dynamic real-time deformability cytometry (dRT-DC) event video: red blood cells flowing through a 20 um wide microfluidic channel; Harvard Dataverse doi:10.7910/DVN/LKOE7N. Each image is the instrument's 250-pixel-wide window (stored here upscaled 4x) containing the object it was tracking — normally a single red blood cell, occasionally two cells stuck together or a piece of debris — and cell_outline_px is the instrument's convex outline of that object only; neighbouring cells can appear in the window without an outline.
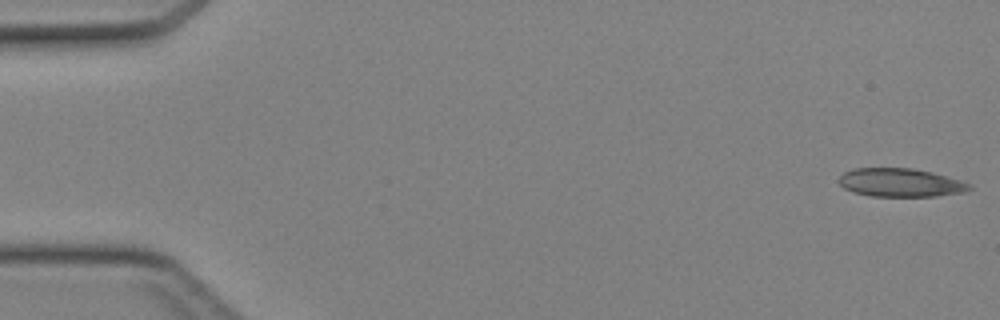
{"species": "Egyptian fruit bat (a non-hibernating species)", "species_latin": "Rousettus aegyptiacus", "temperature_condition": "cold", "stored_images_in_passage": 45, "camera_frame_rate_fps": 3000, "um_per_image_px": 0.085, "animal": {"sex": "female"}, "frame": {"image": 1, "passage_image": 1, "time_ms": 0.0, "image_size_px": [1000, 320], "cell_outline_px": [[972, 188], [964, 192], [936, 196], [872, 196], [852, 192], [844, 188], [836, 180], [844, 172], [852, 168], [912, 168], [932, 172], [960, 180], [972, 184]], "centroid_in_image_um": [76.52, 15.52], "position_along_channel_um": 8.5, "area_um2": 21.73}}
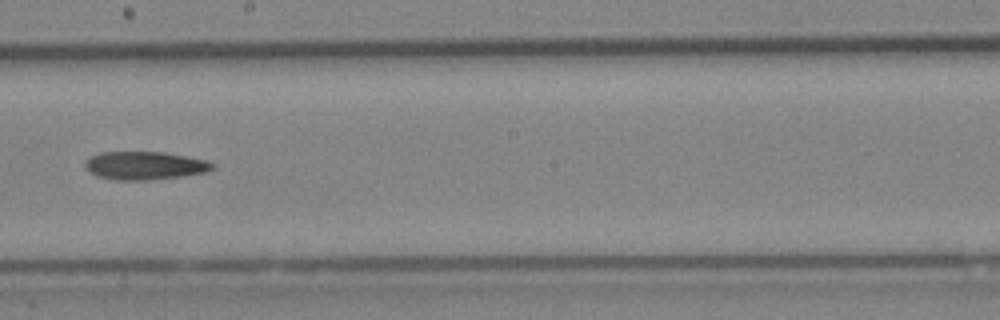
{"frame": {"image": 2, "passage_image": 26, "time_ms": 8.333, "image_size_px": [1000, 320], "cell_outline_px": [[216, 164], [208, 172], [184, 176], [152, 180], [116, 180], [96, 176], [88, 172], [84, 164], [92, 156], [100, 152], [164, 152], [208, 160]], "centroid_in_image_um": [12.34, 14.08], "position_along_channel_um": 235.9, "area_um2": 21.1}}
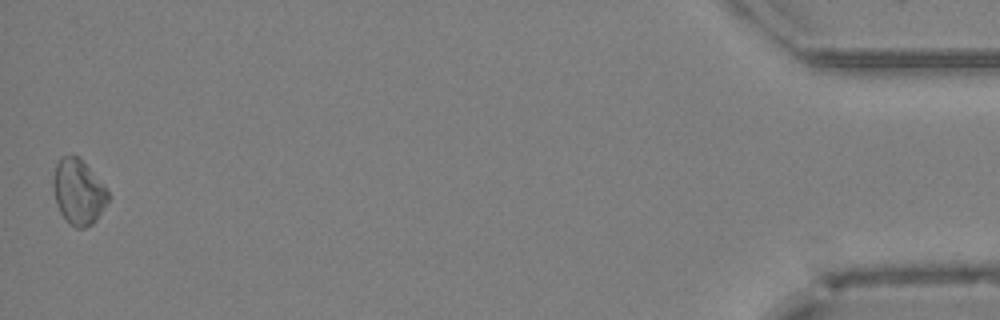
{"frame": {"image": 3, "passage_image": 45, "time_ms": 14.667, "image_size_px": [1000, 320], "cell_outline_px": [[108, 200], [96, 220], [92, 224], [84, 228], [76, 228], [68, 224], [60, 212], [56, 204], [52, 184], [52, 180], [56, 164], [60, 156], [80, 156], [108, 192]], "centroid_in_image_um": [6.62, 16.31], "position_along_channel_um": 428.6, "area_um2": 20.81}}